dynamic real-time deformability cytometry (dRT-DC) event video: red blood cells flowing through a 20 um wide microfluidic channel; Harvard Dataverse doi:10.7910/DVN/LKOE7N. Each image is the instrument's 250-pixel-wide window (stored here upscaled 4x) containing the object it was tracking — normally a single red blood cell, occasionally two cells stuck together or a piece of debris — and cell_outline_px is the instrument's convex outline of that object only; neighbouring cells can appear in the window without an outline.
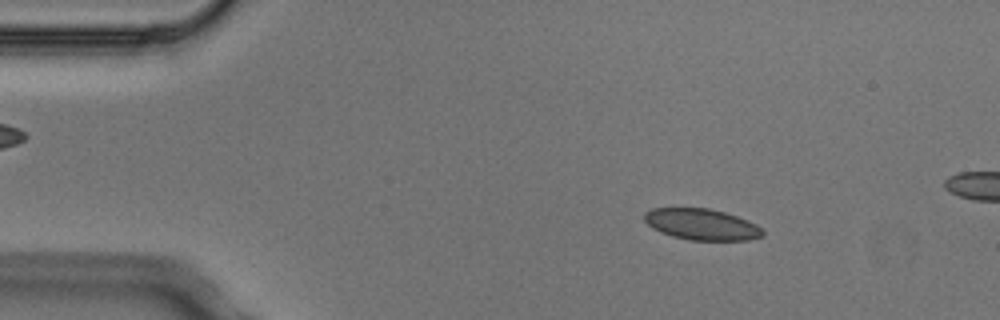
{"species": "Egyptian fruit bat (a non-hibernating species)", "species_latin": "Rousettus aegyptiacus", "temperature_condition": "cold", "stored_images_in_passage": 3, "camera_frame_rate_fps": 3000, "um_per_image_px": 0.085, "animal": {"sex": "male"}, "frame": {"image": 1, "passage_image": 1, "time_ms": 0.0, "image_size_px": [1000, 320], "cell_outline_px": [[764, 236], [748, 240], [688, 240], [672, 236], [660, 232], [652, 228], [644, 220], [644, 212], [652, 208], [708, 208], [724, 212], [748, 220], [756, 224], [764, 232]], "centroid_in_image_um": [59.63, 19.07], "position_along_channel_um": 25.4, "area_um2": 21.56}}